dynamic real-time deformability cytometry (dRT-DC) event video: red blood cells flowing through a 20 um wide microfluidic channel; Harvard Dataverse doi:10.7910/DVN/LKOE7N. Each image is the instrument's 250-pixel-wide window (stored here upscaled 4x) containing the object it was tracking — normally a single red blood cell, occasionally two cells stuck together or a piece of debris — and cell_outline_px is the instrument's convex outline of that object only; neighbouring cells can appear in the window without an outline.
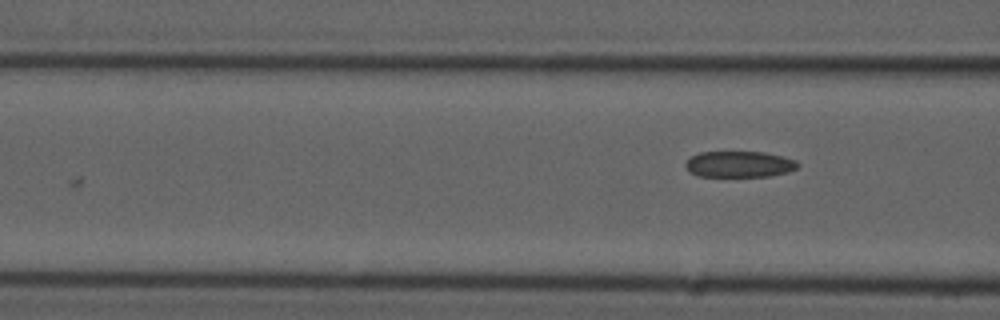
{"species": "common noctule bat (a hibernating species)", "species_latin": "Nyctalus noctula", "temperature_condition": "cold", "stored_images_in_passage": 4, "camera_frame_rate_fps": 3000, "um_per_image_px": 0.085, "animal": {"sex": "male", "forearm_length_mm": 52.5}, "frame": {"image": 1, "passage_image": 4, "time_ms": 3.667, "image_size_px": [1000, 320], "cell_outline_px": [[800, 164], [796, 168], [788, 172], [768, 176], [700, 176], [692, 172], [684, 164], [692, 156], [700, 152], [764, 152], [796, 160]], "centroid_in_image_um": [62.87, 13.95], "position_along_channel_um": 103.7, "area_um2": 16.82}}